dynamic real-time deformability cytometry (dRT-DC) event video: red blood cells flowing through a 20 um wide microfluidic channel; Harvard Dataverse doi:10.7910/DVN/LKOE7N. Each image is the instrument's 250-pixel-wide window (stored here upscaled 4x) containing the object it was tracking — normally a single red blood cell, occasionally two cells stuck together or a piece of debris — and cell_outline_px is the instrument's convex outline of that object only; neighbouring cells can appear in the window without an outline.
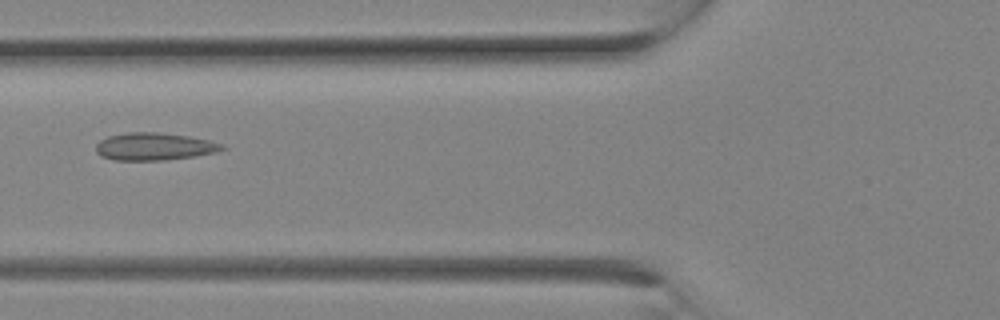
{"species": "Egyptian fruit bat (a non-hibernating species)", "species_latin": "Rousettus aegyptiacus", "temperature_condition": "room temperature", "stored_images_in_passage": 11, "camera_frame_rate_fps": 3000, "um_per_image_px": 0.085, "animal": {"sex": "female"}, "frame": {"image": 1, "passage_image": 10, "time_ms": 3.0, "image_size_px": [1000, 320], "cell_outline_px": [[228, 148], [216, 152], [196, 156], [164, 160], [112, 160], [100, 156], [96, 152], [96, 144], [100, 140], [108, 136], [128, 132], [160, 132], [188, 136], [208, 140], [224, 144]], "centroid_in_image_um": [13.12, 12.45], "position_along_channel_um": 112.7, "area_um2": 20.4}}